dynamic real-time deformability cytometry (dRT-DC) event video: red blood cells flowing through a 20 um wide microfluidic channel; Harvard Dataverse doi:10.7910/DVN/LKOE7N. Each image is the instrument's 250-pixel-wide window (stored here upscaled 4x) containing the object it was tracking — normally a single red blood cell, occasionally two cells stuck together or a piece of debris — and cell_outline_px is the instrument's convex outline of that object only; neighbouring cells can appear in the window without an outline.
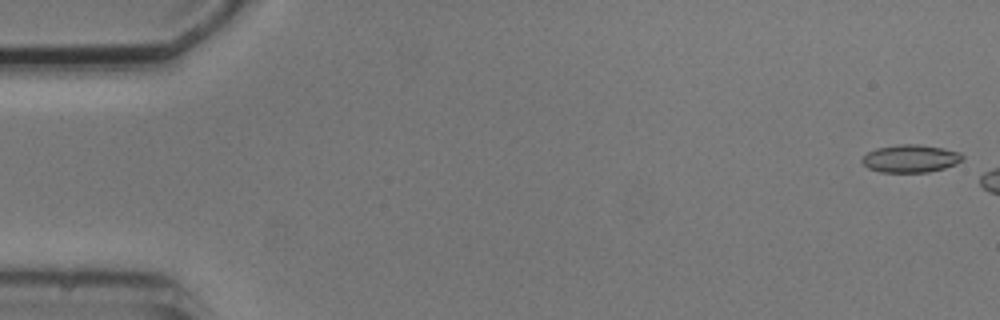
{"species": "common noctule bat (a hibernating species)", "species_latin": "Nyctalus noctula", "temperature_condition": "cold", "stored_images_in_passage": 7, "camera_frame_rate_fps": 3000, "um_per_image_px": 0.085, "animal": {"sex": "male", "body_mass_g": 20.5, "forearm_length_mm": 52.5}, "frame": {"image": 1, "passage_image": 1, "time_ms": 0.0, "image_size_px": [1000, 320], "cell_outline_px": [[964, 160], [956, 164], [944, 168], [928, 172], [880, 172], [868, 168], [860, 160], [868, 152], [876, 148], [900, 144], [916, 144], [944, 148], [960, 152], [964, 156]], "centroid_in_image_um": [77.42, 13.47], "position_along_channel_um": 7.6, "area_um2": 16.3}}
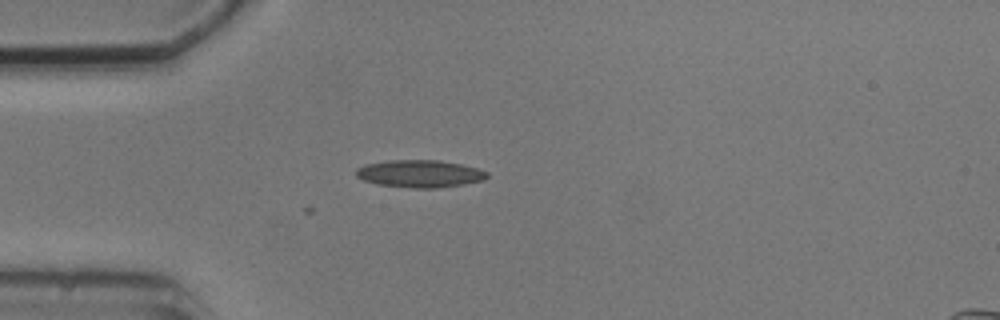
{"frame": {"image": 2, "passage_image": 6, "time_ms": 6.333, "image_size_px": [1000, 320], "cell_outline_px": [[488, 176], [484, 180], [464, 184], [436, 188], [412, 188], [376, 184], [364, 180], [356, 176], [356, 168], [364, 164], [388, 160], [440, 160], [460, 164], [476, 168], [488, 172]], "centroid_in_image_um": [35.66, 14.76], "position_along_channel_um": 49.3, "area_um2": 20.98}}